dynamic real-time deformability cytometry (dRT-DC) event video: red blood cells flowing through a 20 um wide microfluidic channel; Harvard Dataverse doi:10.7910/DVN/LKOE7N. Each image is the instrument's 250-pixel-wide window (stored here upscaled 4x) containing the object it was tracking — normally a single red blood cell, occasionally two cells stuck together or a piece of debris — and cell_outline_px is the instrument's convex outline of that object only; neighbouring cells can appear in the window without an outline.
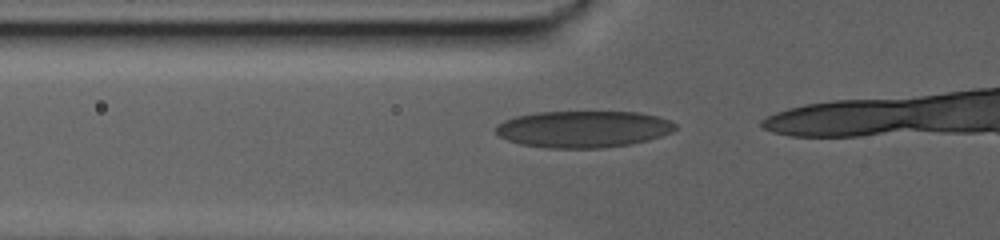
{"species": "human", "species_latin": "Homo sapiens", "temperature_condition": "warm", "stored_images_in_passage": 29, "camera_frame_rate_fps": 3000, "um_per_image_px": 0.085, "donor": {"sex": "male"}, "frame": {"image": 1, "passage_image": 20, "time_ms": 6.333, "image_size_px": [1000, 240], "cell_outline_px": [[676, 128], [672, 132], [648, 140], [628, 144], [604, 148], [548, 148], [520, 144], [508, 140], [500, 136], [496, 132], [496, 124], [504, 120], [516, 116], [536, 112], [640, 112], [672, 120], [676, 124]], "centroid_in_image_um": [49.58, 10.97], "position_along_channel_um": 76.2, "area_um2": 38.49}}
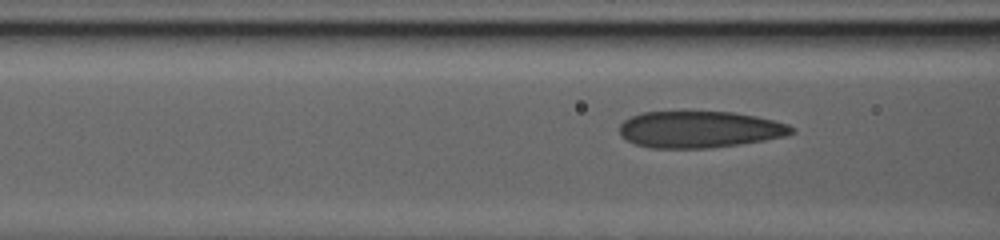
{"frame": {"image": 2, "passage_image": 24, "time_ms": 7.667, "image_size_px": [1000, 240], "cell_outline_px": [[796, 132], [784, 136], [764, 140], [712, 148], [652, 148], [636, 144], [628, 140], [620, 132], [620, 124], [624, 120], [632, 116], [644, 112], [732, 112], [756, 116], [788, 124], [796, 128]], "centroid_in_image_um": [59.5, 11.0], "position_along_channel_um": 107.1, "area_um2": 36.53}}